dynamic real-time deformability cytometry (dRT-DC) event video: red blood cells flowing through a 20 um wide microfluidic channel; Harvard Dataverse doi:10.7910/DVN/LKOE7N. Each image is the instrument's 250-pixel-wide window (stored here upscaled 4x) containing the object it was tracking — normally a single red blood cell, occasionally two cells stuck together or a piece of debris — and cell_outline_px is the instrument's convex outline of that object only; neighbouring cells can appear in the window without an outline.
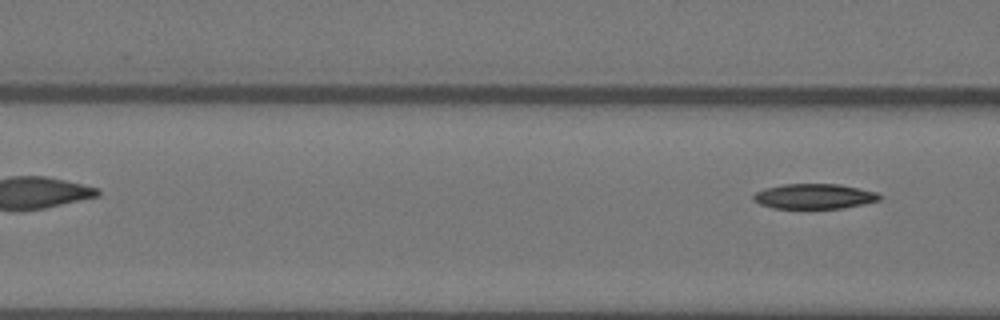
{"species": "Egyptian fruit bat (a non-hibernating species)", "species_latin": "Rousettus aegyptiacus", "temperature_condition": "warm", "stored_images_in_passage": 6, "segment_of_instrument_passage": [2, 2], "camera_frame_rate_fps": 3000, "um_per_image_px": 0.085, "animal": {"sex": "female"}, "frame": {"image": 1, "passage_image": 6, "time_ms": 1.667, "image_size_px": [1000, 320], "cell_outline_px": [[884, 196], [880, 200], [864, 204], [844, 208], [772, 208], [760, 204], [752, 200], [752, 196], [756, 192], [764, 188], [784, 184], [840, 184], [860, 188], [876, 192]], "centroid_in_image_um": [69.23, 16.68], "position_along_channel_um": 97.4, "area_um2": 18.61}}